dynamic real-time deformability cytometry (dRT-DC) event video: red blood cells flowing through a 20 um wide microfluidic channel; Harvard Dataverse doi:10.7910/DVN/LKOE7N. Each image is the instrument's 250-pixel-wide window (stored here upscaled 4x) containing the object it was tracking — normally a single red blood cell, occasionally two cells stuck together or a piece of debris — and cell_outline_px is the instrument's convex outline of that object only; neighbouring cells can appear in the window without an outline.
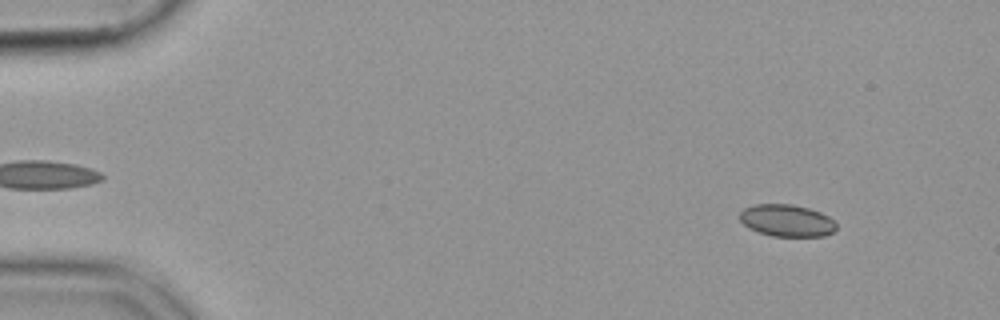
{"species": "common noctule bat (a hibernating species)", "species_latin": "Nyctalus noctula", "temperature_condition": "cold", "stored_images_in_passage": 55, "camera_frame_rate_fps": 3000, "um_per_image_px": 0.085, "animal": {"sex": "female", "body_mass_g": 19.9}, "frame": {"image": 1, "passage_image": 6, "time_ms": 1.667, "image_size_px": [1000, 320], "cell_outline_px": [[836, 228], [832, 232], [824, 236], [772, 236], [748, 228], [740, 220], [740, 212], [744, 208], [752, 204], [792, 204], [808, 208], [820, 212], [836, 220]], "centroid_in_image_um": [66.88, 18.74], "position_along_channel_um": 18.1, "area_um2": 18.09}}
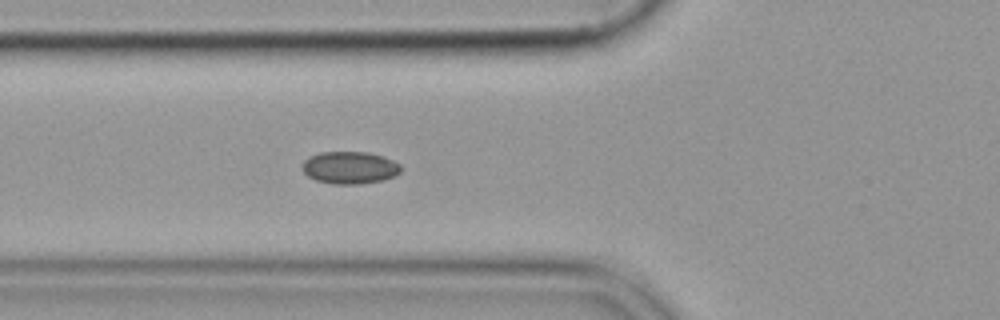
{"frame": {"image": 2, "passage_image": 21, "time_ms": 6.667, "image_size_px": [1000, 320], "cell_outline_px": [[400, 172], [396, 176], [380, 180], [356, 184], [336, 184], [316, 180], [308, 176], [300, 168], [304, 160], [308, 156], [320, 152], [368, 152], [392, 160], [400, 164]], "centroid_in_image_um": [29.68, 14.24], "position_along_channel_um": 96.1, "area_um2": 18.5}}
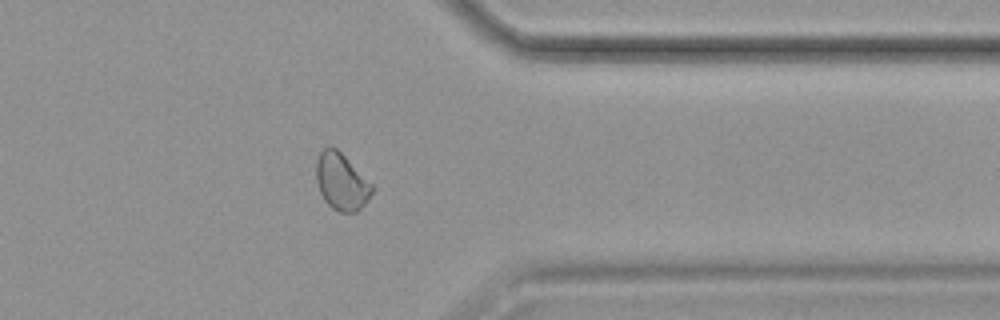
{"frame": {"image": 3, "passage_image": 45, "time_ms": 14.667, "image_size_px": [1000, 320], "cell_outline_px": [[372, 192], [368, 200], [356, 212], [340, 212], [332, 208], [324, 200], [320, 192], [316, 180], [316, 160], [320, 152], [328, 144], [336, 148], [372, 184]], "centroid_in_image_um": [28.99, 15.43], "position_along_channel_um": 382.4, "area_um2": 18.32}}